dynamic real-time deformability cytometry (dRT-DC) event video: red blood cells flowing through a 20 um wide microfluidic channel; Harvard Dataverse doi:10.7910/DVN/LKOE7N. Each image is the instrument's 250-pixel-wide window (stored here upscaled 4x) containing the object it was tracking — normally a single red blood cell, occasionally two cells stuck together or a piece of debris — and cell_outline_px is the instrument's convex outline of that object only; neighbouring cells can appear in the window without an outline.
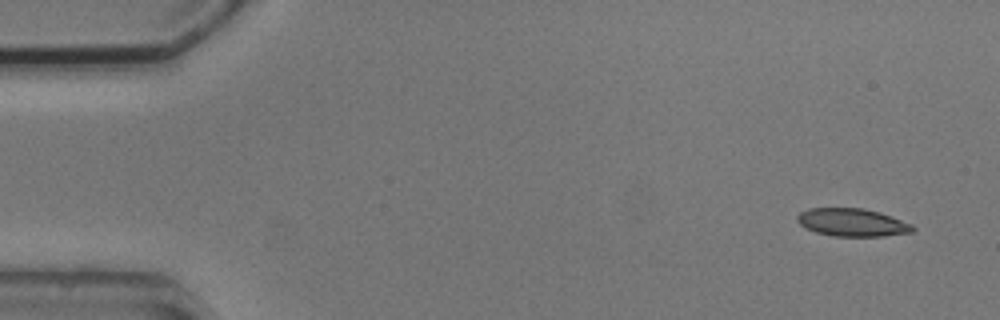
{"species": "common noctule bat (a hibernating species)", "species_latin": "Nyctalus noctula", "temperature_condition": "cold", "stored_images_in_passage": 5, "segment_of_instrument_passage": [1, 2], "camera_frame_rate_fps": 3000, "um_per_image_px": 0.085, "animal": {"sex": "male", "body_mass_g": 20.5, "forearm_length_mm": 52.5}, "frame": {"image": 1, "passage_image": 1, "time_ms": 0.0, "image_size_px": [1000, 320], "cell_outline_px": [[916, 228], [912, 232], [884, 236], [832, 236], [816, 232], [800, 224], [796, 220], [796, 216], [800, 212], [808, 208], [864, 208], [880, 212], [892, 216], [912, 224]], "centroid_in_image_um": [72.45, 18.9], "position_along_channel_um": 12.5, "area_um2": 18.84}}
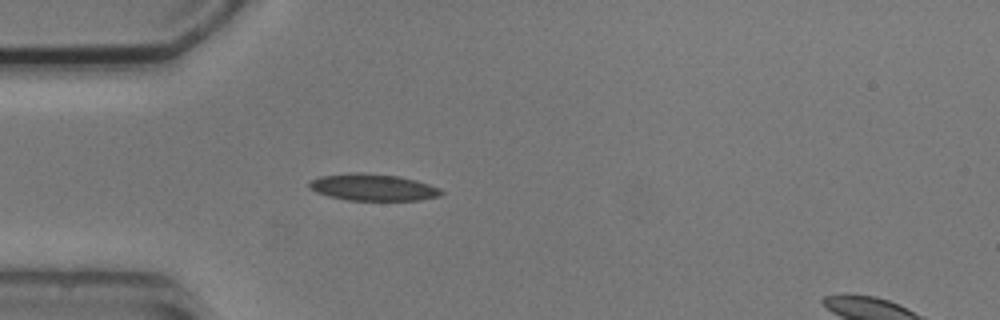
{"frame": {"image": 2, "passage_image": 4, "time_ms": 4.0, "image_size_px": [1000, 320], "cell_outline_px": [[444, 192], [440, 196], [420, 200], [348, 200], [328, 196], [316, 192], [308, 188], [308, 184], [312, 180], [320, 176], [356, 172], [364, 172], [396, 176], [416, 180], [440, 188]], "centroid_in_image_um": [31.69, 15.92], "position_along_channel_um": 53.3, "area_um2": 20.58}}